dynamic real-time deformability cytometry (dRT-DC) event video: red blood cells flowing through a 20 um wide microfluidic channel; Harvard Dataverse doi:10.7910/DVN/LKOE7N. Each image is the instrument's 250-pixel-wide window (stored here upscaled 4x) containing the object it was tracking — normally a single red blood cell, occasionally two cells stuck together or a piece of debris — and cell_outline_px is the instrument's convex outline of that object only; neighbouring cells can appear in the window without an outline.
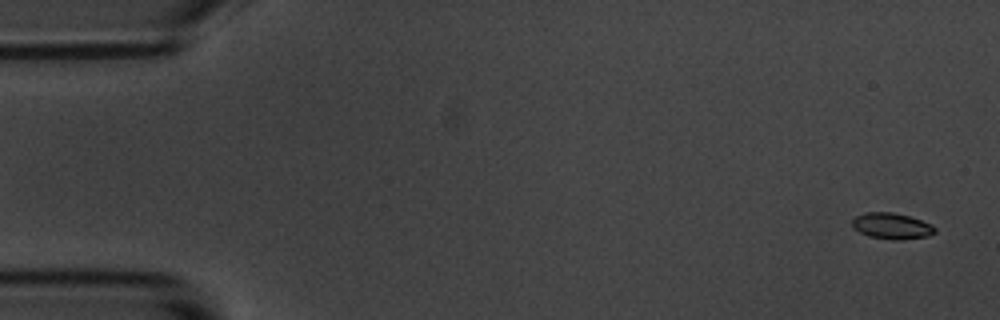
{"species": "common noctule bat (a hibernating species)", "species_latin": "Nyctalus noctula", "temperature_condition": "room temperature", "stored_images_in_passage": 8, "camera_frame_rate_fps": 3000, "um_per_image_px": 0.085, "animal": {"sex": "male", "body_mass_g": 20.1, "forearm_length_mm": 53.5}, "frame": {"image": 1, "passage_image": 1, "time_ms": 0.0, "image_size_px": [1000, 320], "cell_outline_px": [[936, 232], [928, 236], [900, 240], [892, 240], [868, 236], [852, 228], [852, 220], [856, 216], [864, 212], [892, 212], [908, 216], [932, 224], [936, 228]], "centroid_in_image_um": [75.79, 19.21], "position_along_channel_um": 9.2, "area_um2": 12.66}}
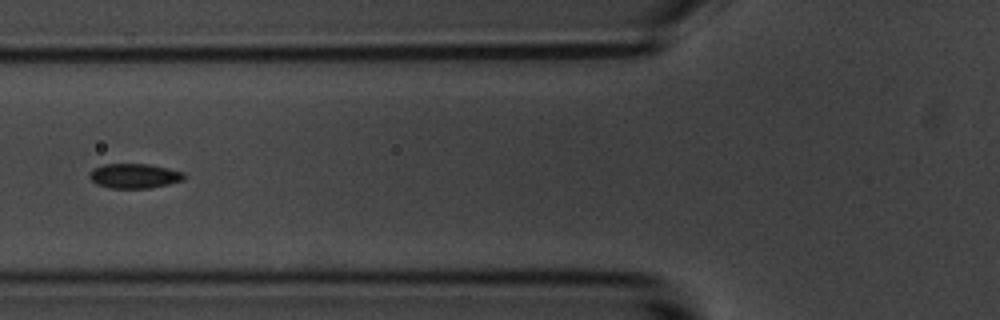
{"frame": {"image": 2, "passage_image": 7, "time_ms": 6.667, "image_size_px": [1000, 320], "cell_outline_px": [[184, 180], [168, 184], [148, 188], [112, 188], [96, 184], [88, 176], [88, 172], [92, 168], [104, 164], [148, 164], [168, 168], [184, 172]], "centroid_in_image_um": [11.39, 14.94], "position_along_channel_um": 114.4, "area_um2": 13.64}}
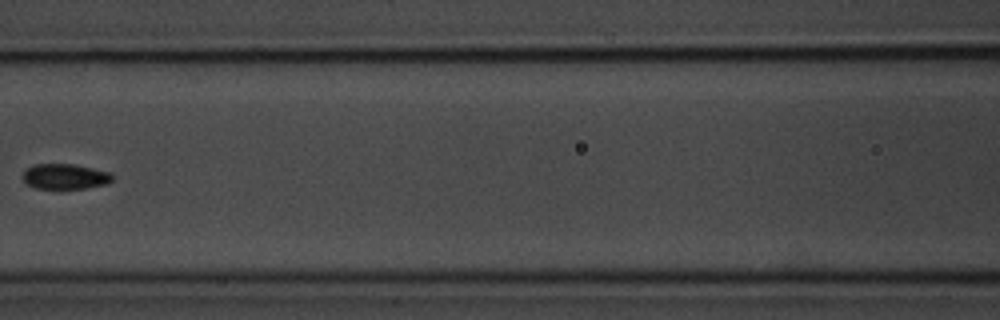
{"frame": {"image": 3, "passage_image": 8, "time_ms": 8.0, "image_size_px": [1000, 320], "cell_outline_px": [[112, 180], [108, 184], [88, 188], [56, 192], [36, 188], [28, 184], [24, 180], [24, 172], [28, 168], [36, 164], [72, 164], [112, 172]], "centroid_in_image_um": [5.56, 15.06], "position_along_channel_um": 161.0, "area_um2": 13.81}}